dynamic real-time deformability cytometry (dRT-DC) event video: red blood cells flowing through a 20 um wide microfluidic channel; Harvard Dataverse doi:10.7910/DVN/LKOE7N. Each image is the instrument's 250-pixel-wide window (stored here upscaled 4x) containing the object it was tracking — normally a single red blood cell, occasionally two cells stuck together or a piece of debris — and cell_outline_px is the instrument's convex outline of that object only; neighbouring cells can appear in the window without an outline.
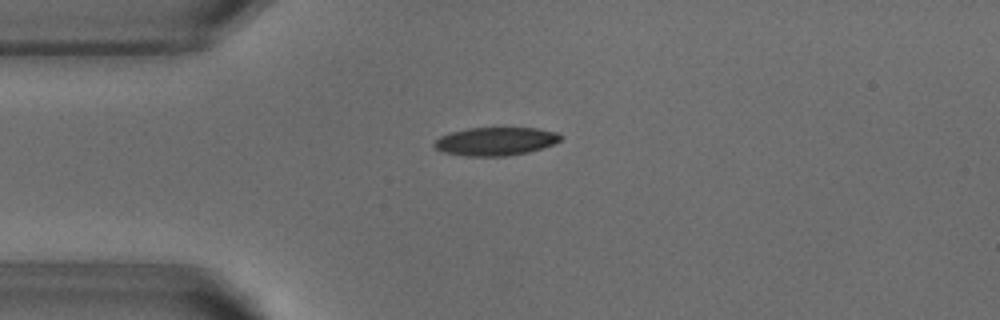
{"species": "common noctule bat (a hibernating species)", "species_latin": "Nyctalus noctula", "temperature_condition": "warm", "stored_images_in_passage": 52, "camera_frame_rate_fps": 3000, "um_per_image_px": 0.085, "animal": {"sex": "male", "body_mass_g": 18.8}, "frame": {"image": 1, "passage_image": 12, "time_ms": 3.667, "image_size_px": [1000, 320], "cell_outline_px": [[560, 140], [552, 144], [528, 152], [508, 156], [464, 156], [444, 152], [436, 148], [432, 144], [440, 136], [448, 132], [468, 128], [536, 128], [556, 132], [560, 136]], "centroid_in_image_um": [42.06, 12.01], "position_along_channel_um": 42.9, "area_um2": 20.69}}
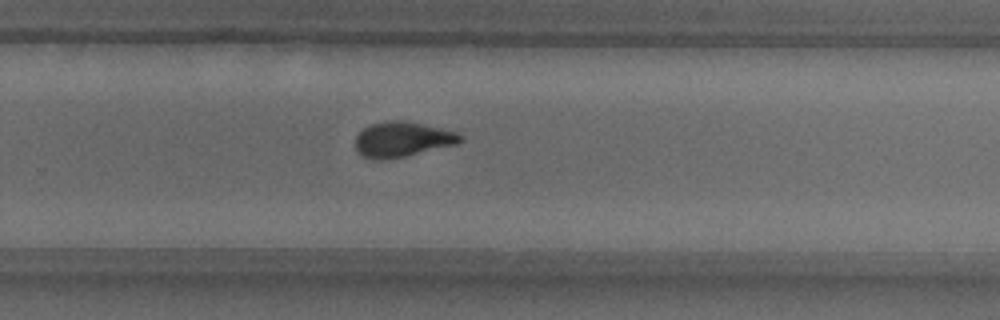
{"frame": {"image": 2, "passage_image": 33, "time_ms": 10.667, "image_size_px": [1000, 320], "cell_outline_px": [[464, 140], [456, 144], [404, 156], [380, 160], [372, 160], [356, 152], [356, 136], [368, 124], [384, 120], [400, 120], [440, 128], [456, 132], [464, 136]], "centroid_in_image_um": [34.16, 11.84], "position_along_channel_um": 295.6, "area_um2": 21.39}}
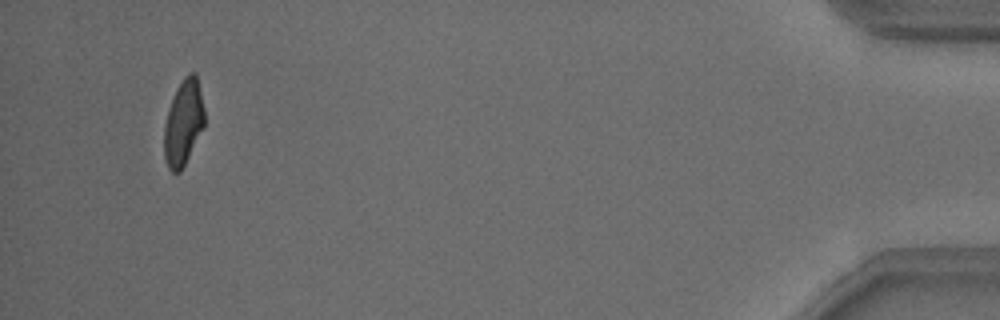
{"frame": {"image": 3, "passage_image": 49, "time_ms": 16.0, "image_size_px": [1000, 320], "cell_outline_px": [[204, 124], [180, 172], [172, 172], [168, 168], [164, 160], [164, 124], [168, 108], [176, 88], [184, 76], [188, 72], [196, 72], [204, 108]], "centroid_in_image_um": [15.56, 10.38], "position_along_channel_um": 419.6, "area_um2": 20.0}, "authors_computed_cell_mechanics": {"area_um2": 21.1548, "velocity_mm_per_s": 3.8324, "shape_relaxation_time_tau1_ms": 4.4457, "shape_relaxation_time_tau2_ms": 1.4438, "deformation_change_tau1": 0.1697, "deformation_change_tau2": 0.0748}}